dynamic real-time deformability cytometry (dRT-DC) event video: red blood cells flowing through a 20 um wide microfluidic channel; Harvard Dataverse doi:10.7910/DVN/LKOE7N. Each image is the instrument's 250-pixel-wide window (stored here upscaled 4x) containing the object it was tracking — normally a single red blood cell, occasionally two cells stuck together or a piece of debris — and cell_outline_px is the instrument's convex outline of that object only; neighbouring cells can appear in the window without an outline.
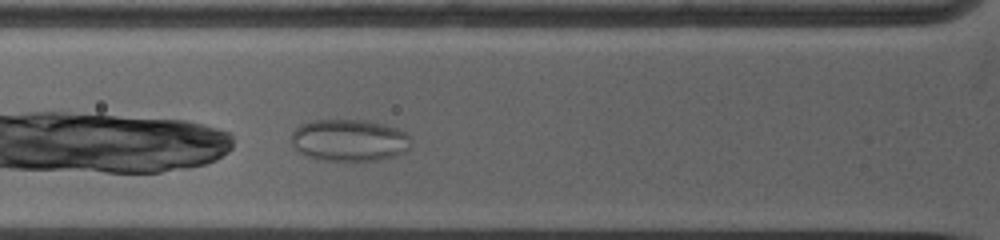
{"species": "common noctule bat (a hibernating species)", "species_latin": "Nyctalus noctula", "temperature_condition": "warm", "stored_images_in_passage": 10, "camera_frame_rate_fps": 5000, "um_per_image_px": 0.085, "animal": {"sex": "female", "body_mass_g": 19.0, "forearm_length_mm": 53.3}, "frame": {"image": 1, "passage_image": 5, "time_ms": 1.4, "image_size_px": [1000, 240], "cell_outline_px": [[412, 140], [408, 148], [404, 152], [396, 156], [380, 160], [324, 160], [308, 156], [300, 152], [292, 144], [292, 132], [300, 124], [312, 120], [364, 120], [396, 128], [404, 132]], "centroid_in_image_um": [29.69, 11.92], "position_along_channel_um": 96.1, "area_um2": 29.02}}
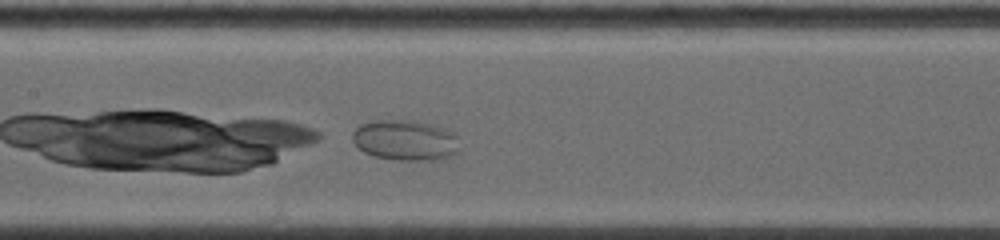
{"frame": {"image": 2, "passage_image": 10, "time_ms": 3.4, "image_size_px": [1000, 240], "cell_outline_px": [[456, 152], [452, 156], [436, 160], [400, 160], [372, 156], [364, 152], [352, 140], [352, 132], [360, 124], [372, 120], [412, 120], [444, 128], [452, 132], [456, 136]], "centroid_in_image_um": [34.4, 11.92], "position_along_channel_um": 173.0, "area_um2": 25.14}}